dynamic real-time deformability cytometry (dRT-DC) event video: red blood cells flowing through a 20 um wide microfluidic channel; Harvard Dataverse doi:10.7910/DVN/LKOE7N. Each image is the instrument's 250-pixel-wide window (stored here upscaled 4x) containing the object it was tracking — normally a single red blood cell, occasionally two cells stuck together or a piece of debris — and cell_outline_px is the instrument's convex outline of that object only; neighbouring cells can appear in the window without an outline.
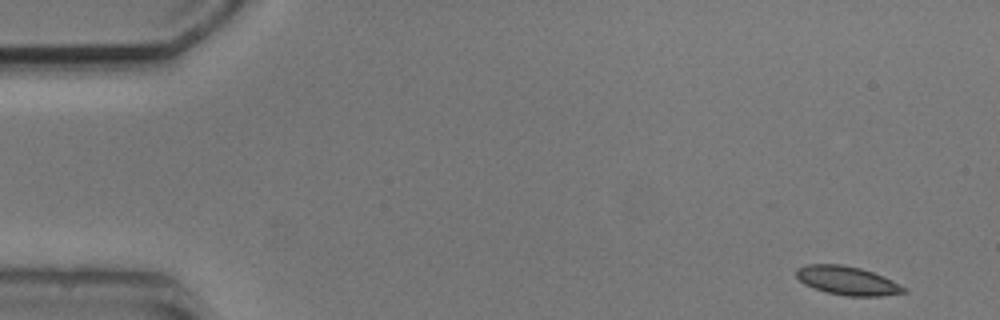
{"species": "common noctule bat (a hibernating species)", "species_latin": "Nyctalus noctula", "temperature_condition": "cold", "stored_images_in_passage": 4, "camera_frame_rate_fps": 3000, "um_per_image_px": 0.085, "animal": {"sex": "male", "body_mass_g": 20.5, "forearm_length_mm": 52.5}, "frame": {"image": 1, "passage_image": 1, "time_ms": 0.0, "image_size_px": [1000, 320], "cell_outline_px": [[908, 292], [884, 296], [844, 296], [812, 288], [804, 284], [796, 276], [796, 268], [808, 264], [840, 264], [860, 268], [872, 272], [892, 280], [908, 288]], "centroid_in_image_um": [72.04, 23.86], "position_along_channel_um": 13.0, "area_um2": 18.09}}
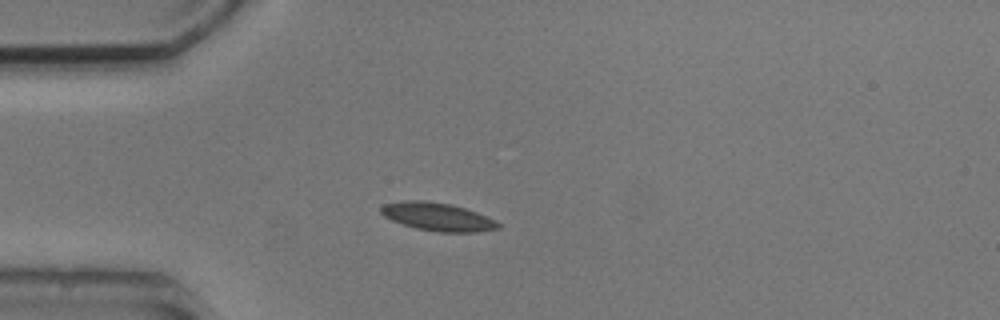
{"frame": {"image": 2, "passage_image": 4, "time_ms": 3.667, "image_size_px": [1000, 320], "cell_outline_px": [[500, 228], [476, 232], [440, 232], [416, 228], [392, 220], [384, 216], [380, 212], [380, 208], [384, 204], [404, 200], [424, 200], [452, 204], [476, 212], [496, 220], [500, 224]], "centroid_in_image_um": [37.2, 18.42], "position_along_channel_um": 47.8, "area_um2": 19.13}}